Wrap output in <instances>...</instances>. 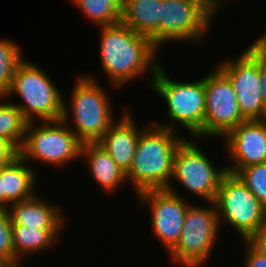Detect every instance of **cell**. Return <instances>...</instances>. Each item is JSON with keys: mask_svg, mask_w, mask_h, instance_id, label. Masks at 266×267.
<instances>
[{"mask_svg": "<svg viewBox=\"0 0 266 267\" xmlns=\"http://www.w3.org/2000/svg\"><path fill=\"white\" fill-rule=\"evenodd\" d=\"M99 29L100 66L112 88H123L135 79L144 77L147 72L152 73L147 84L150 88L151 78L161 65L160 50L148 37L137 34L122 22L99 26Z\"/></svg>", "mask_w": 266, "mask_h": 267, "instance_id": "cell-1", "label": "cell"}, {"mask_svg": "<svg viewBox=\"0 0 266 267\" xmlns=\"http://www.w3.org/2000/svg\"><path fill=\"white\" fill-rule=\"evenodd\" d=\"M174 130L152 122L141 132L127 181L137 195L151 189H166L173 174L177 148L186 139Z\"/></svg>", "mask_w": 266, "mask_h": 267, "instance_id": "cell-2", "label": "cell"}, {"mask_svg": "<svg viewBox=\"0 0 266 267\" xmlns=\"http://www.w3.org/2000/svg\"><path fill=\"white\" fill-rule=\"evenodd\" d=\"M82 74L75 77L69 103L63 99L61 119L83 144L96 143L117 119L109 90L95 75Z\"/></svg>", "mask_w": 266, "mask_h": 267, "instance_id": "cell-3", "label": "cell"}, {"mask_svg": "<svg viewBox=\"0 0 266 267\" xmlns=\"http://www.w3.org/2000/svg\"><path fill=\"white\" fill-rule=\"evenodd\" d=\"M163 65L158 67L149 89L161 95L167 104L166 117L169 121L164 124L159 121L151 122L157 126L177 132L175 123L186 129L190 138H203L205 117V76L198 81H175L166 74ZM191 134V135H190Z\"/></svg>", "mask_w": 266, "mask_h": 267, "instance_id": "cell-4", "label": "cell"}, {"mask_svg": "<svg viewBox=\"0 0 266 267\" xmlns=\"http://www.w3.org/2000/svg\"><path fill=\"white\" fill-rule=\"evenodd\" d=\"M15 94L23 102L14 104L28 122L62 118L64 96L47 72L36 64L24 59L19 63L5 98L14 97Z\"/></svg>", "mask_w": 266, "mask_h": 267, "instance_id": "cell-5", "label": "cell"}, {"mask_svg": "<svg viewBox=\"0 0 266 267\" xmlns=\"http://www.w3.org/2000/svg\"><path fill=\"white\" fill-rule=\"evenodd\" d=\"M39 123L28 122L26 126L19 149L23 160L63 168L80 158L83 143L62 119Z\"/></svg>", "mask_w": 266, "mask_h": 267, "instance_id": "cell-6", "label": "cell"}, {"mask_svg": "<svg viewBox=\"0 0 266 267\" xmlns=\"http://www.w3.org/2000/svg\"><path fill=\"white\" fill-rule=\"evenodd\" d=\"M207 204V207L194 203L188 206L180 239L168 252L175 266L204 267L211 259L222 230L214 202Z\"/></svg>", "mask_w": 266, "mask_h": 267, "instance_id": "cell-7", "label": "cell"}, {"mask_svg": "<svg viewBox=\"0 0 266 267\" xmlns=\"http://www.w3.org/2000/svg\"><path fill=\"white\" fill-rule=\"evenodd\" d=\"M221 7L219 0H161L160 47L169 41L201 46Z\"/></svg>", "mask_w": 266, "mask_h": 267, "instance_id": "cell-8", "label": "cell"}, {"mask_svg": "<svg viewBox=\"0 0 266 267\" xmlns=\"http://www.w3.org/2000/svg\"><path fill=\"white\" fill-rule=\"evenodd\" d=\"M220 227L227 223L242 240H248L266 224V208L239 179L226 172L214 200Z\"/></svg>", "mask_w": 266, "mask_h": 267, "instance_id": "cell-9", "label": "cell"}, {"mask_svg": "<svg viewBox=\"0 0 266 267\" xmlns=\"http://www.w3.org/2000/svg\"><path fill=\"white\" fill-rule=\"evenodd\" d=\"M196 144H199L197 138H189L177 148L173 159L172 178L166 189H174L177 182L199 200L202 198L206 203L214 202L220 181L227 172L226 165L217 167Z\"/></svg>", "mask_w": 266, "mask_h": 267, "instance_id": "cell-10", "label": "cell"}, {"mask_svg": "<svg viewBox=\"0 0 266 267\" xmlns=\"http://www.w3.org/2000/svg\"><path fill=\"white\" fill-rule=\"evenodd\" d=\"M230 59L217 63L216 67L232 84L242 116L246 120L266 119L260 92L259 50L252 43L239 56Z\"/></svg>", "mask_w": 266, "mask_h": 267, "instance_id": "cell-11", "label": "cell"}, {"mask_svg": "<svg viewBox=\"0 0 266 267\" xmlns=\"http://www.w3.org/2000/svg\"><path fill=\"white\" fill-rule=\"evenodd\" d=\"M246 121L242 116L236 93L229 79L216 67L205 74V117L203 139L223 138Z\"/></svg>", "mask_w": 266, "mask_h": 267, "instance_id": "cell-12", "label": "cell"}, {"mask_svg": "<svg viewBox=\"0 0 266 267\" xmlns=\"http://www.w3.org/2000/svg\"><path fill=\"white\" fill-rule=\"evenodd\" d=\"M176 190L151 189L136 195L140 206L148 205L152 233L167 252L179 241L186 210L192 203Z\"/></svg>", "mask_w": 266, "mask_h": 267, "instance_id": "cell-13", "label": "cell"}, {"mask_svg": "<svg viewBox=\"0 0 266 267\" xmlns=\"http://www.w3.org/2000/svg\"><path fill=\"white\" fill-rule=\"evenodd\" d=\"M222 139L223 150L231 158L226 166L228 172L236 174L244 167L266 162V119L246 120Z\"/></svg>", "mask_w": 266, "mask_h": 267, "instance_id": "cell-14", "label": "cell"}, {"mask_svg": "<svg viewBox=\"0 0 266 267\" xmlns=\"http://www.w3.org/2000/svg\"><path fill=\"white\" fill-rule=\"evenodd\" d=\"M121 117L116 120L103 136L96 142L102 147L116 164L126 173L132 164L141 132L151 123L147 122L138 129L134 116L124 108ZM124 112V113H123Z\"/></svg>", "mask_w": 266, "mask_h": 267, "instance_id": "cell-15", "label": "cell"}, {"mask_svg": "<svg viewBox=\"0 0 266 267\" xmlns=\"http://www.w3.org/2000/svg\"><path fill=\"white\" fill-rule=\"evenodd\" d=\"M36 193L33 197L12 203L8 208L11 226L64 228L67 226L62 208ZM62 210V211H61Z\"/></svg>", "mask_w": 266, "mask_h": 267, "instance_id": "cell-16", "label": "cell"}, {"mask_svg": "<svg viewBox=\"0 0 266 267\" xmlns=\"http://www.w3.org/2000/svg\"><path fill=\"white\" fill-rule=\"evenodd\" d=\"M86 161L89 173L105 194L116 193L127 181L126 173L113 158L97 143H84L80 159Z\"/></svg>", "mask_w": 266, "mask_h": 267, "instance_id": "cell-17", "label": "cell"}, {"mask_svg": "<svg viewBox=\"0 0 266 267\" xmlns=\"http://www.w3.org/2000/svg\"><path fill=\"white\" fill-rule=\"evenodd\" d=\"M161 0H123L120 22L160 49Z\"/></svg>", "mask_w": 266, "mask_h": 267, "instance_id": "cell-18", "label": "cell"}, {"mask_svg": "<svg viewBox=\"0 0 266 267\" xmlns=\"http://www.w3.org/2000/svg\"><path fill=\"white\" fill-rule=\"evenodd\" d=\"M27 163L18 155L9 164L1 166L4 209L12 203L27 200L37 193V187H34L38 181L37 172Z\"/></svg>", "mask_w": 266, "mask_h": 267, "instance_id": "cell-19", "label": "cell"}, {"mask_svg": "<svg viewBox=\"0 0 266 267\" xmlns=\"http://www.w3.org/2000/svg\"><path fill=\"white\" fill-rule=\"evenodd\" d=\"M11 231L14 248V267H22L21 264L23 258L25 260V256L29 258L33 254L52 249L56 245V241H59L58 238L64 232V228L11 226Z\"/></svg>", "mask_w": 266, "mask_h": 267, "instance_id": "cell-20", "label": "cell"}, {"mask_svg": "<svg viewBox=\"0 0 266 267\" xmlns=\"http://www.w3.org/2000/svg\"><path fill=\"white\" fill-rule=\"evenodd\" d=\"M1 100L3 102H0V138L9 141L19 151L28 121L14 103L9 102L5 96H0Z\"/></svg>", "mask_w": 266, "mask_h": 267, "instance_id": "cell-21", "label": "cell"}, {"mask_svg": "<svg viewBox=\"0 0 266 267\" xmlns=\"http://www.w3.org/2000/svg\"><path fill=\"white\" fill-rule=\"evenodd\" d=\"M96 26L120 22L123 0H70Z\"/></svg>", "mask_w": 266, "mask_h": 267, "instance_id": "cell-22", "label": "cell"}, {"mask_svg": "<svg viewBox=\"0 0 266 267\" xmlns=\"http://www.w3.org/2000/svg\"><path fill=\"white\" fill-rule=\"evenodd\" d=\"M22 53L16 41L0 38V96L10 90L15 70L24 59Z\"/></svg>", "mask_w": 266, "mask_h": 267, "instance_id": "cell-23", "label": "cell"}, {"mask_svg": "<svg viewBox=\"0 0 266 267\" xmlns=\"http://www.w3.org/2000/svg\"><path fill=\"white\" fill-rule=\"evenodd\" d=\"M236 175L266 208V162L244 167Z\"/></svg>", "mask_w": 266, "mask_h": 267, "instance_id": "cell-24", "label": "cell"}, {"mask_svg": "<svg viewBox=\"0 0 266 267\" xmlns=\"http://www.w3.org/2000/svg\"><path fill=\"white\" fill-rule=\"evenodd\" d=\"M11 225L8 210L0 208V262L14 267Z\"/></svg>", "mask_w": 266, "mask_h": 267, "instance_id": "cell-25", "label": "cell"}, {"mask_svg": "<svg viewBox=\"0 0 266 267\" xmlns=\"http://www.w3.org/2000/svg\"><path fill=\"white\" fill-rule=\"evenodd\" d=\"M246 246L244 256V267H266V256L256 250L247 240H241ZM242 266V267H243Z\"/></svg>", "mask_w": 266, "mask_h": 267, "instance_id": "cell-26", "label": "cell"}, {"mask_svg": "<svg viewBox=\"0 0 266 267\" xmlns=\"http://www.w3.org/2000/svg\"><path fill=\"white\" fill-rule=\"evenodd\" d=\"M19 155V151L6 139L0 138V167L9 164Z\"/></svg>", "mask_w": 266, "mask_h": 267, "instance_id": "cell-27", "label": "cell"}, {"mask_svg": "<svg viewBox=\"0 0 266 267\" xmlns=\"http://www.w3.org/2000/svg\"><path fill=\"white\" fill-rule=\"evenodd\" d=\"M256 250L266 256V224L247 240Z\"/></svg>", "mask_w": 266, "mask_h": 267, "instance_id": "cell-28", "label": "cell"}, {"mask_svg": "<svg viewBox=\"0 0 266 267\" xmlns=\"http://www.w3.org/2000/svg\"><path fill=\"white\" fill-rule=\"evenodd\" d=\"M259 78H260L261 97L266 111V58L260 51H259Z\"/></svg>", "mask_w": 266, "mask_h": 267, "instance_id": "cell-29", "label": "cell"}, {"mask_svg": "<svg viewBox=\"0 0 266 267\" xmlns=\"http://www.w3.org/2000/svg\"><path fill=\"white\" fill-rule=\"evenodd\" d=\"M253 44L266 58V31L256 38Z\"/></svg>", "mask_w": 266, "mask_h": 267, "instance_id": "cell-30", "label": "cell"}, {"mask_svg": "<svg viewBox=\"0 0 266 267\" xmlns=\"http://www.w3.org/2000/svg\"><path fill=\"white\" fill-rule=\"evenodd\" d=\"M0 208L4 209V192H3V179H1V167H0Z\"/></svg>", "mask_w": 266, "mask_h": 267, "instance_id": "cell-31", "label": "cell"}, {"mask_svg": "<svg viewBox=\"0 0 266 267\" xmlns=\"http://www.w3.org/2000/svg\"><path fill=\"white\" fill-rule=\"evenodd\" d=\"M0 267H12V266H10V265H8V264H5V263H2V262H0Z\"/></svg>", "mask_w": 266, "mask_h": 267, "instance_id": "cell-32", "label": "cell"}, {"mask_svg": "<svg viewBox=\"0 0 266 267\" xmlns=\"http://www.w3.org/2000/svg\"><path fill=\"white\" fill-rule=\"evenodd\" d=\"M222 4H226V3H224V0H219Z\"/></svg>", "mask_w": 266, "mask_h": 267, "instance_id": "cell-33", "label": "cell"}]
</instances>
